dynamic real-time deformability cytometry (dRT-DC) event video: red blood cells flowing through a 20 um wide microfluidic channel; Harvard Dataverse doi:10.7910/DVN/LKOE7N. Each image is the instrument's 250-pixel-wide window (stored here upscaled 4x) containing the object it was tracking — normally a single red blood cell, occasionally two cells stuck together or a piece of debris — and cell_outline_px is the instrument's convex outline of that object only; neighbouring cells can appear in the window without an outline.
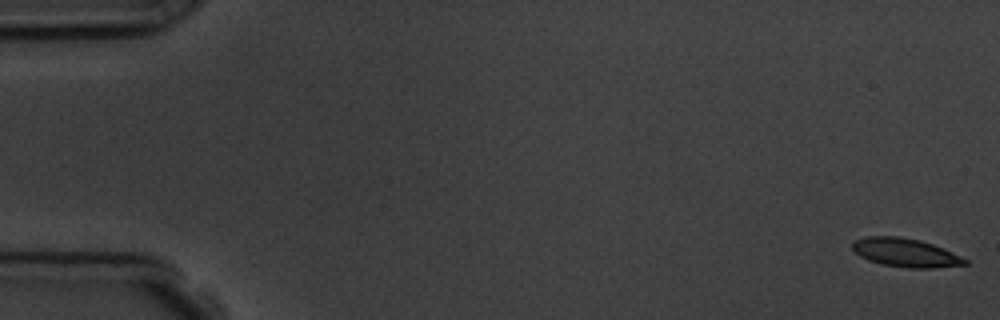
{"species": "common noctule bat (a hibernating species)", "species_latin": "Nyctalus noctula", "temperature_condition": "room temperature", "stored_images_in_passage": 6, "camera_frame_rate_fps": 3000, "um_per_image_px": 0.085, "animal": {"sex": "male", "body_mass_g": 19.5, "forearm_length_mm": 54.6}, "frame": {"image": 1, "passage_image": 1, "time_ms": 0.0, "image_size_px": [1000, 320], "cell_outline_px": [[968, 264], [932, 268], [908, 268], [884, 264], [868, 260], [860, 256], [852, 248], [852, 244], [856, 240], [864, 236], [900, 236], [920, 240], [944, 248], [968, 260]], "centroid_in_image_um": [76.97, 21.47], "position_along_channel_um": 8.0, "area_um2": 18.67}}
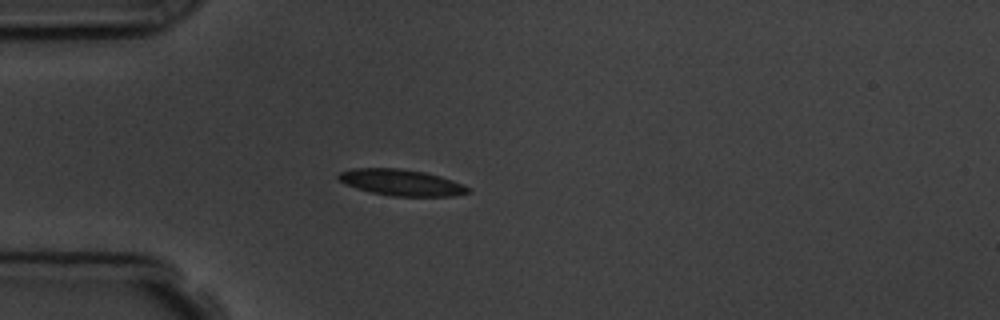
{"frame": {"image": 2, "passage_image": 5, "time_ms": 4.667, "image_size_px": [1000, 320], "cell_outline_px": [[472, 192], [452, 196], [392, 196], [372, 192], [356, 188], [340, 180], [336, 176], [340, 172], [352, 168], [400, 168], [424, 172], [440, 176], [464, 184], [472, 188]], "centroid_in_image_um": [34.17, 15.51], "position_along_channel_um": 50.8, "area_um2": 19.83}}